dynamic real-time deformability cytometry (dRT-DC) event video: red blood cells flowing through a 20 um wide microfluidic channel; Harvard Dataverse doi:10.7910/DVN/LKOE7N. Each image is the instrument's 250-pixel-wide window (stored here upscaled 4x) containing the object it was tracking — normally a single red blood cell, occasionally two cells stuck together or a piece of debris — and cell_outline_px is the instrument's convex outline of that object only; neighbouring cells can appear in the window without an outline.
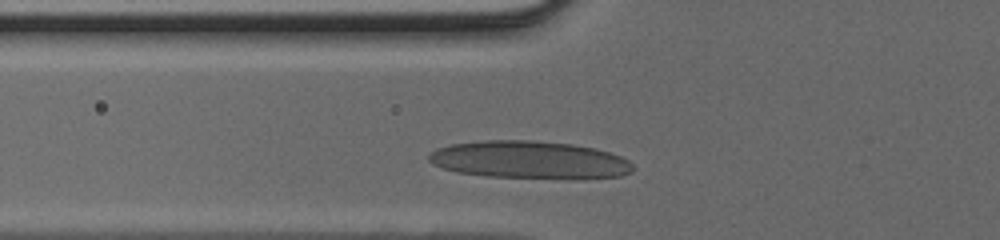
{"species": "human", "species_latin": "Homo sapiens", "temperature_condition": "cold", "stored_images_in_passage": 24, "camera_frame_rate_fps": 3000, "um_per_image_px": 0.085, "donor": {"sex": "male"}, "frame": {"image": 1, "passage_image": 2, "time_ms": 0.333, "image_size_px": [1000, 240], "cell_outline_px": [[632, 172], [620, 176], [484, 176], [460, 172], [444, 168], [432, 164], [428, 160], [428, 156], [436, 148], [452, 144], [484, 140], [532, 140], [572, 144], [592, 148], [608, 152], [620, 156], [628, 160], [632, 164]], "centroid_in_image_um": [44.92, 13.54], "position_along_channel_um": 80.9, "area_um2": 43.23}}
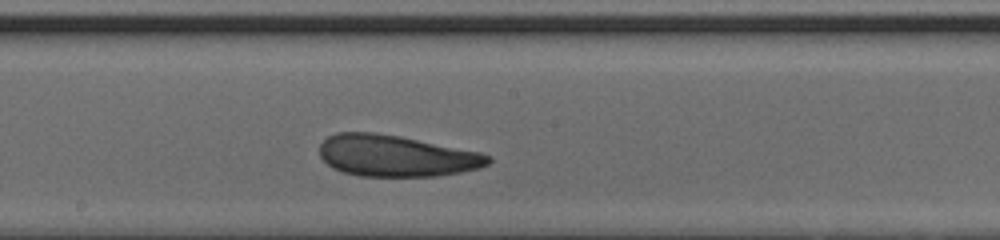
{"frame": {"image": 2, "passage_image": 11, "time_ms": 3.333, "image_size_px": [1000, 240], "cell_outline_px": [[492, 160], [488, 164], [476, 168], [460, 172], [436, 176], [360, 176], [344, 172], [332, 168], [320, 156], [320, 144], [328, 136], [336, 132], [372, 132], [396, 136], [480, 152], [488, 156]], "centroid_in_image_um": [33.61, 13.25], "position_along_channel_um": 214.6, "area_um2": 40.17}}
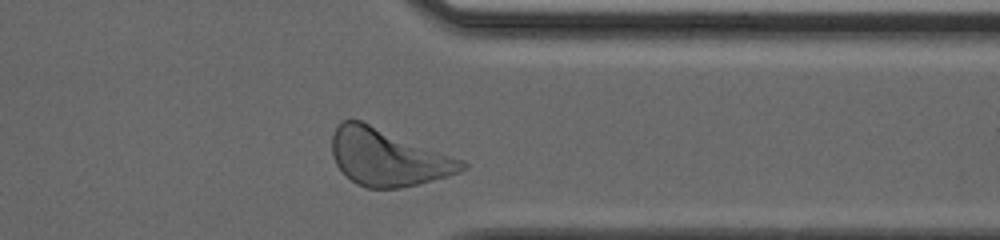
{"frame": {"image": 3, "passage_image": 22, "time_ms": 7.0, "image_size_px": [1000, 240], "cell_outline_px": [[468, 168], [444, 176], [416, 184], [400, 188], [368, 188], [356, 184], [336, 164], [332, 152], [332, 136], [336, 128], [344, 120], [360, 120], [464, 160], [468, 164]], "centroid_in_image_um": [32.96, 13.37], "position_along_channel_um": 378.4, "area_um2": 42.31}}